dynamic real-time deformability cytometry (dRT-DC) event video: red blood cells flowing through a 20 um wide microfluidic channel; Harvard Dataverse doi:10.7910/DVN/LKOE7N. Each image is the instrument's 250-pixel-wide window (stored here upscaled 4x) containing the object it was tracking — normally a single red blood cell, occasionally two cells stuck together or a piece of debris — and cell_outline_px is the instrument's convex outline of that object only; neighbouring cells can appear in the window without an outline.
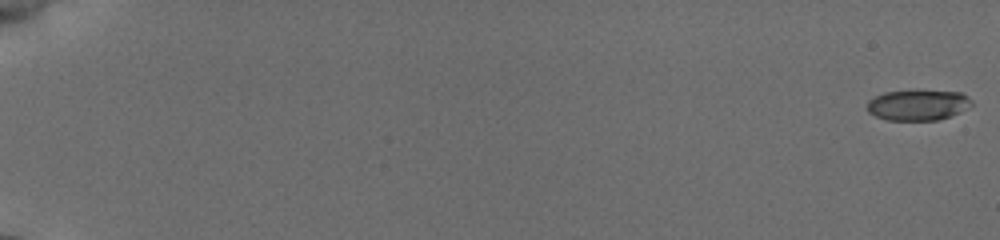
{"species": "common noctule bat (a hibernating species)", "species_latin": "Nyctalus noctula", "temperature_condition": "cold", "stored_images_in_passage": 45, "camera_frame_rate_fps": 3000, "um_per_image_px": 0.085, "animal": {"sex": "female", "body_mass_g": 19.5, "forearm_length_mm": 54.1}, "frame": {"image": 1, "passage_image": 1, "time_ms": 0.0, "image_size_px": [1000, 240], "cell_outline_px": [[972, 104], [960, 112], [936, 120], [888, 120], [876, 116], [868, 112], [868, 100], [884, 92], [912, 88], [964, 92], [972, 100]], "centroid_in_image_um": [78.04, 8.87], "position_along_channel_um": 7.0, "area_um2": 19.25}}
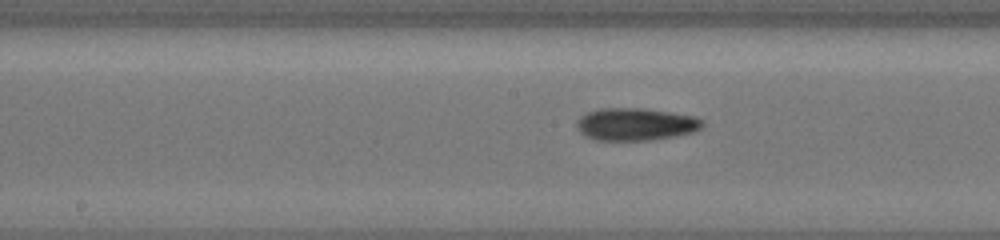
{"frame": {"image": 2, "passage_image": 27, "time_ms": 10.333, "image_size_px": [1000, 240], "cell_outline_px": [[704, 124], [700, 128], [692, 132], [672, 136], [648, 140], [596, 140], [580, 132], [576, 124], [580, 116], [596, 108], [644, 108], [672, 112], [696, 116], [704, 120]], "centroid_in_image_um": [54.04, 10.54], "position_along_channel_um": 194.2, "area_um2": 23.76}}
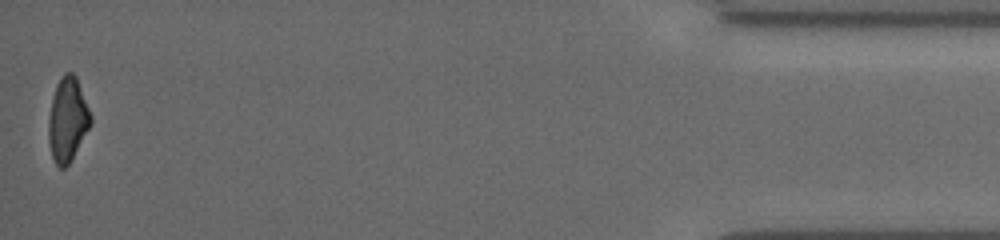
{"frame": {"image": 3, "passage_image": 45, "time_ms": 18.333, "image_size_px": [1000, 240], "cell_outline_px": [[92, 124], [68, 164], [64, 168], [60, 168], [56, 164], [52, 156], [48, 140], [48, 120], [52, 96], [56, 84], [60, 76], [64, 72], [72, 72], [76, 76], [92, 116]], "centroid_in_image_um": [5.74, 10.13], "position_along_channel_um": 429.5, "area_um2": 20.75}, "authors_computed_cell_mechanics": {"area_um2": 21.1548, "velocity_mm_per_s": 3.8701, "shape_relaxation_time_tau1_ms": 5.2215, "shape_relaxation_time_tau2_ms": 5.0455, "deformation_change_tau1": 0.136, "deformation_change_tau2": 0.1193}}